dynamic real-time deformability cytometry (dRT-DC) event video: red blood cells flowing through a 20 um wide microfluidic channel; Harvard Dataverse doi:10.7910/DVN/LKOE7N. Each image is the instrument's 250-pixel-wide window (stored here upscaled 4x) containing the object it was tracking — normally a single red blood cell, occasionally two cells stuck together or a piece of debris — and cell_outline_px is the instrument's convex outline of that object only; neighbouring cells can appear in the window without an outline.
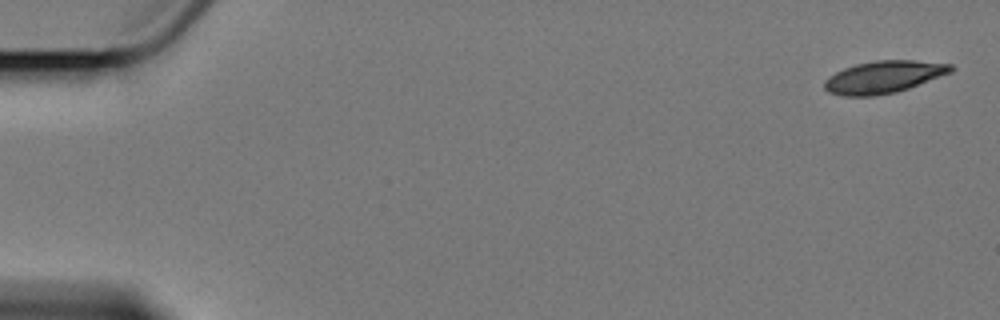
{"species": "Egyptian fruit bat (a non-hibernating species)", "species_latin": "Rousettus aegyptiacus", "temperature_condition": "cold", "stored_images_in_passage": 4, "camera_frame_rate_fps": 3000, "um_per_image_px": 0.085, "animal": {"sex": "female"}, "frame": {"image": 1, "passage_image": 1, "time_ms": 0.0, "image_size_px": [1000, 320], "cell_outline_px": [[956, 68], [952, 72], [908, 88], [896, 92], [876, 96], [840, 96], [828, 92], [824, 88], [824, 80], [828, 76], [844, 68], [856, 64], [876, 60], [916, 60], [952, 64]], "centroid_in_image_um": [75.1, 6.54], "position_along_channel_um": 9.9, "area_um2": 23.93}}